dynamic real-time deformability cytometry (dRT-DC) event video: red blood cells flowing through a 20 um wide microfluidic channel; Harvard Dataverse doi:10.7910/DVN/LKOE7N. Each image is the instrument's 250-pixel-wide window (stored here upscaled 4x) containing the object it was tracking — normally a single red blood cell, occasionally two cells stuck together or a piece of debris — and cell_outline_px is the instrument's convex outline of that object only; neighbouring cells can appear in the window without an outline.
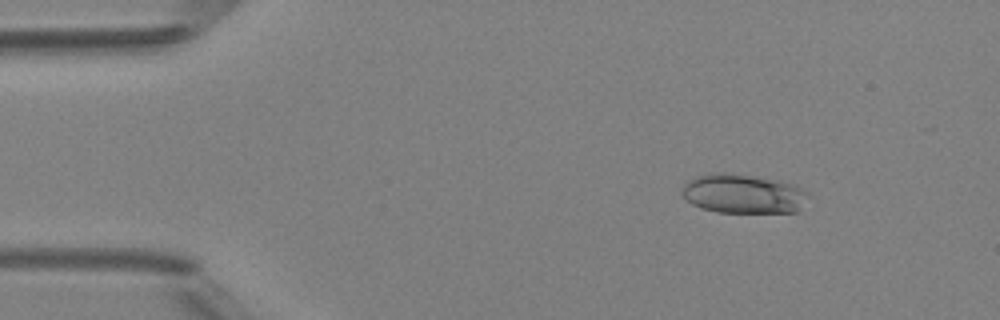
{"species": "Egyptian fruit bat (a non-hibernating species)", "species_latin": "Rousettus aegyptiacus", "temperature_condition": "room temperature", "stored_images_in_passage": 43, "camera_frame_rate_fps": 3000, "um_per_image_px": 0.085, "animal": {"sex": "female"}, "frame": {"image": 1, "passage_image": 6, "time_ms": 1.667, "image_size_px": [1000, 320], "cell_outline_px": [[808, 196], [796, 212], [716, 212], [700, 208], [692, 204], [680, 192], [684, 184], [688, 180], [696, 176], [712, 172], [732, 172], [780, 180], [796, 184], [808, 192]], "centroid_in_image_um": [63.15, 16.44], "position_along_channel_um": 21.9, "area_um2": 29.25}}
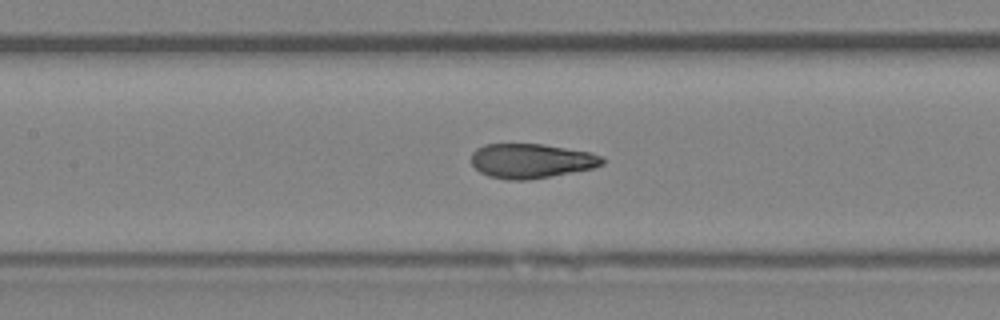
{"frame": {"image": 2, "passage_image": 22, "time_ms": 7.0, "image_size_px": [1000, 320], "cell_outline_px": [[604, 164], [592, 168], [528, 180], [508, 180], [488, 176], [480, 172], [472, 164], [472, 152], [476, 148], [484, 144], [544, 144], [588, 152], [604, 156]], "centroid_in_image_um": [45.14, 13.67], "position_along_channel_um": 162.3, "area_um2": 26.3}}
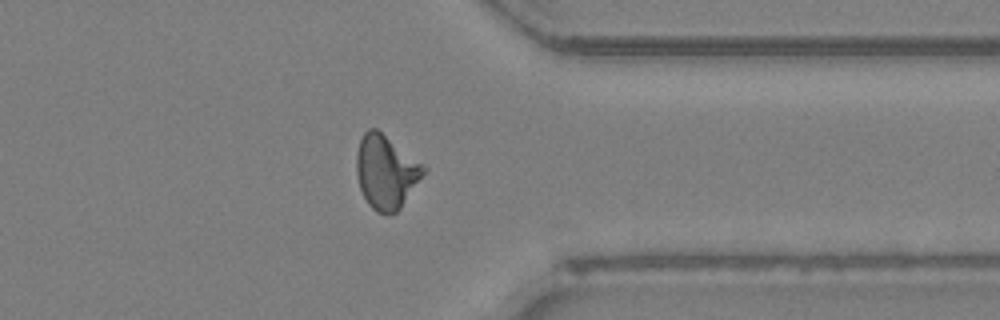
{"frame": {"image": 3, "passage_image": 38, "time_ms": 12.333, "image_size_px": [1000, 320], "cell_outline_px": [[428, 168], [400, 208], [396, 212], [376, 212], [368, 204], [360, 188], [356, 172], [356, 156], [360, 140], [364, 132], [368, 128], [376, 128], [424, 164]], "centroid_in_image_um": [32.81, 14.58], "position_along_channel_um": 378.6, "area_um2": 28.5}}